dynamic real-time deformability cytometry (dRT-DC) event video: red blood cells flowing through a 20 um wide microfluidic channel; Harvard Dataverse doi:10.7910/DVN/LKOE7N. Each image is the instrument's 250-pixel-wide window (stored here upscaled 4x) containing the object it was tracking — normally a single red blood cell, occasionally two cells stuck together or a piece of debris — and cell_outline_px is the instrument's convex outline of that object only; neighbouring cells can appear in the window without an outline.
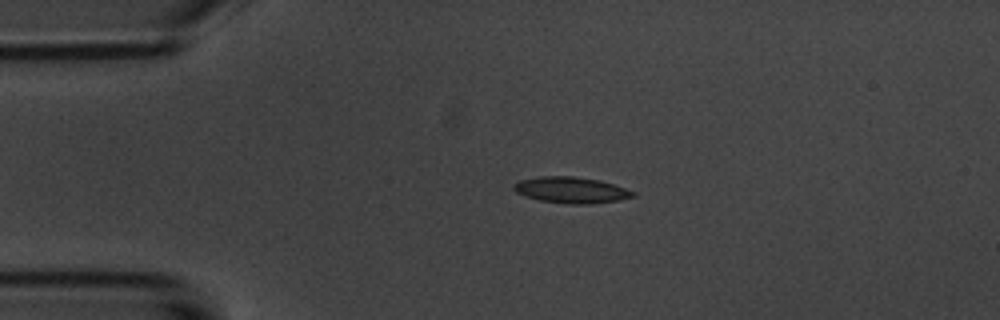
{"species": "common noctule bat (a hibernating species)", "species_latin": "Nyctalus noctula", "temperature_condition": "room temperature", "stored_images_in_passage": 2, "camera_frame_rate_fps": 3000, "um_per_image_px": 0.085, "animal": {"sex": "male", "body_mass_g": 20.1, "forearm_length_mm": 53.5}, "frame": {"image": 1, "passage_image": 1, "time_ms": 0.0, "image_size_px": [1000, 320], "cell_outline_px": [[636, 196], [620, 200], [592, 204], [568, 204], [540, 200], [524, 196], [516, 192], [512, 188], [512, 184], [520, 180], [540, 176], [572, 176], [600, 180], [636, 192]], "centroid_in_image_um": [48.54, 16.16], "position_along_channel_um": 36.5, "area_um2": 18.26}}